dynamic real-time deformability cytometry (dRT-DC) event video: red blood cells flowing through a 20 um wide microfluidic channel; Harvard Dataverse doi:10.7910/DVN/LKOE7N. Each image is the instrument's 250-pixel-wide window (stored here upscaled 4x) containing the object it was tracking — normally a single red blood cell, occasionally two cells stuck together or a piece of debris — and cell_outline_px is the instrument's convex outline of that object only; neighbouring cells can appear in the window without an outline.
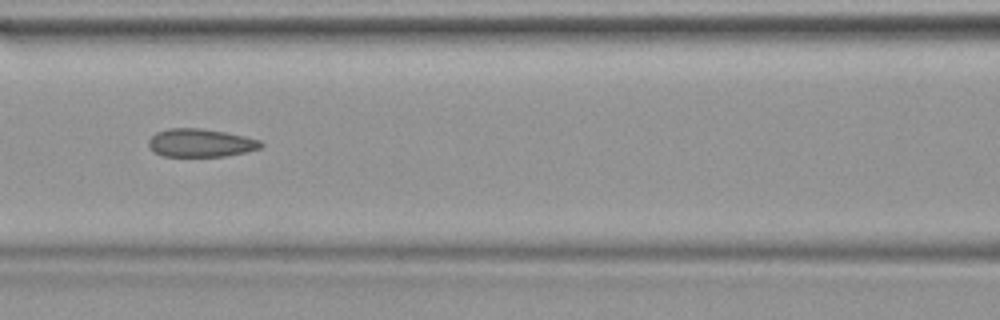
{"species": "common noctule bat (a hibernating species)", "species_latin": "Nyctalus noctula", "temperature_condition": "warm", "stored_images_in_passage": 40, "camera_frame_rate_fps": 3000, "um_per_image_px": 0.085, "animal": {"sex": "female", "body_mass_g": 19.9}, "frame": {"image": 1, "passage_image": 18, "time_ms": 5.667, "image_size_px": [1000, 320], "cell_outline_px": [[264, 144], [260, 148], [248, 152], [224, 156], [160, 156], [152, 152], [148, 148], [148, 140], [156, 132], [168, 128], [200, 128], [224, 132], [244, 136], [260, 140]], "centroid_in_image_um": [17.01, 12.15], "position_along_channel_um": 149.6, "area_um2": 18.61}}